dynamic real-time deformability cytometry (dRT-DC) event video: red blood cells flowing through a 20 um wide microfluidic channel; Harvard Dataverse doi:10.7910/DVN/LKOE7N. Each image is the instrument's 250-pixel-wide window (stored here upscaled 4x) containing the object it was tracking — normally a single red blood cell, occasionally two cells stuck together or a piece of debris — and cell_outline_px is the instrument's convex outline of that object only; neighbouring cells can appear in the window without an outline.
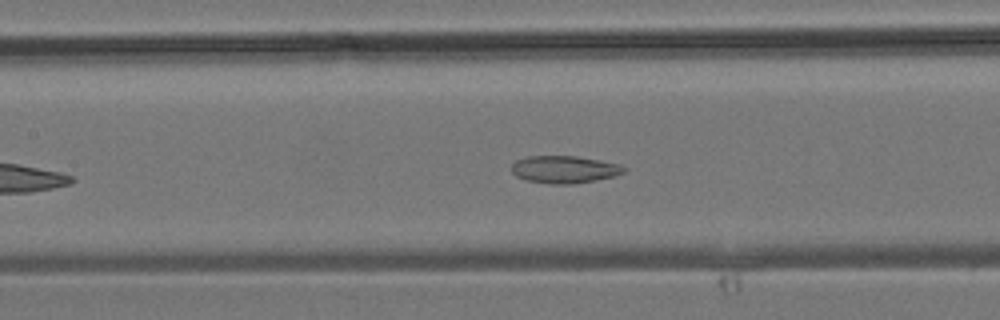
{"species": "common noctule bat (a hibernating species)", "species_latin": "Nyctalus noctula", "temperature_condition": "room temperature", "stored_images_in_passage": 30, "camera_frame_rate_fps": 3000, "um_per_image_px": 0.085, "animal": {"sex": "male", "body_mass_g": 19.2, "forearm_length_mm": 51.8}, "frame": {"image": 1, "passage_image": 11, "time_ms": 3.333, "image_size_px": [1000, 320], "cell_outline_px": [[628, 168], [624, 172], [612, 176], [596, 180], [572, 184], [552, 184], [528, 180], [516, 176], [512, 172], [512, 164], [516, 160], [528, 156], [576, 156], [620, 164]], "centroid_in_image_um": [47.97, 14.4], "position_along_channel_um": 159.4, "area_um2": 17.8}}
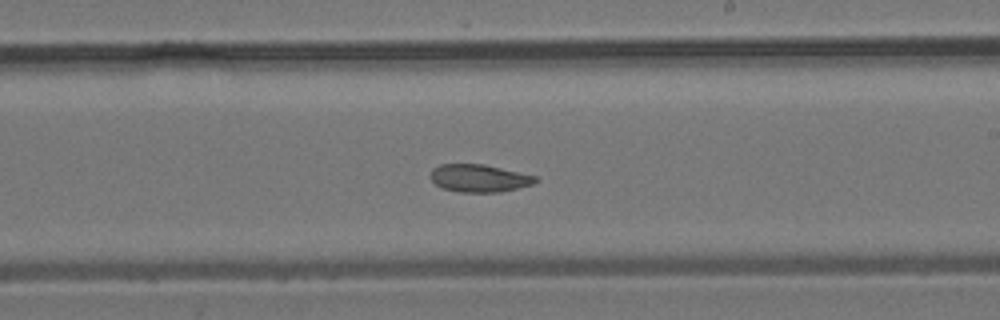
{"frame": {"image": 2, "passage_image": 16, "time_ms": 5.0, "image_size_px": [1000, 320], "cell_outline_px": [[540, 180], [532, 184], [500, 192], [460, 192], [444, 188], [436, 184], [428, 176], [432, 168], [440, 164], [484, 164], [536, 176]], "centroid_in_image_um": [40.7, 15.14], "position_along_channel_um": 248.3, "area_um2": 16.88}}
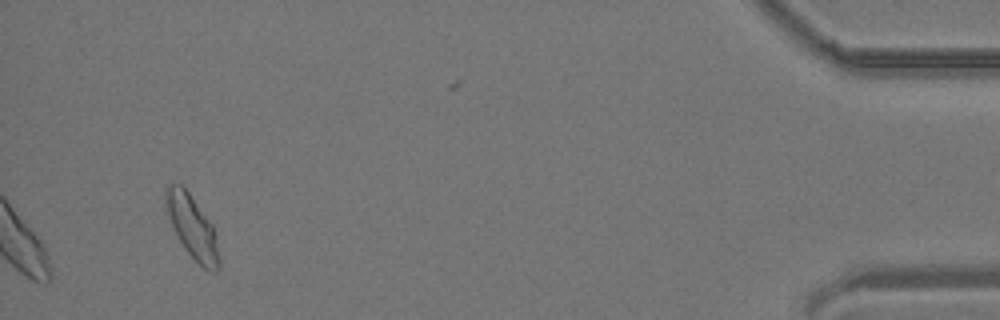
{"frame": {"image": 3, "passage_image": 30, "time_ms": 9.667, "image_size_px": [1000, 320], "cell_outline_px": [[220, 268], [216, 272], [212, 272], [204, 268], [184, 248], [176, 236], [168, 216], [164, 196], [164, 188], [168, 184], [180, 184], [188, 192], [212, 224], [216, 236], [220, 256]], "centroid_in_image_um": [16.34, 19.31], "position_along_channel_um": 418.9, "area_um2": 19.54}}